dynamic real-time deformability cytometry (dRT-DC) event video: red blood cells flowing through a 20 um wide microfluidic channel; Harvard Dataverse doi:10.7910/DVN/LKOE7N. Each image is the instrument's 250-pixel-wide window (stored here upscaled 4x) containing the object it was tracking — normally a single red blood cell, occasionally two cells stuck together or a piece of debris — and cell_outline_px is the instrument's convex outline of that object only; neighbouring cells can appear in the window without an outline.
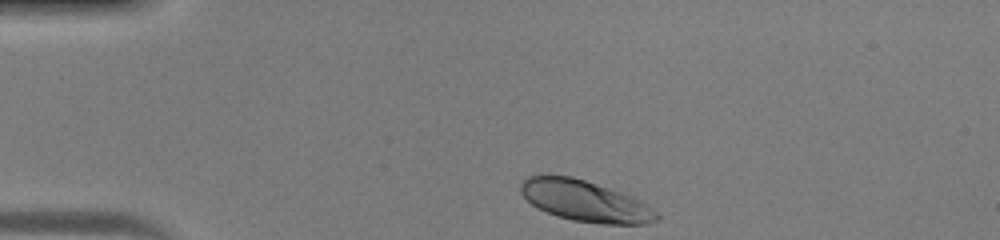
{"species": "human", "species_latin": "Homo sapiens", "temperature_condition": "warm", "stored_images_in_passage": 30, "camera_frame_rate_fps": 3000, "um_per_image_px": 0.085, "donor": {"sex": "male"}, "frame": {"image": 1, "passage_image": 1, "time_ms": 0.0, "image_size_px": [1000, 240], "cell_outline_px": [[660, 220], [644, 224], [604, 224], [572, 220], [556, 216], [532, 204], [520, 192], [520, 184], [528, 176], [540, 172], [572, 176], [596, 184], [640, 200], [660, 212]], "centroid_in_image_um": [49.72, 17.06], "position_along_channel_um": 35.3, "area_um2": 32.77}}
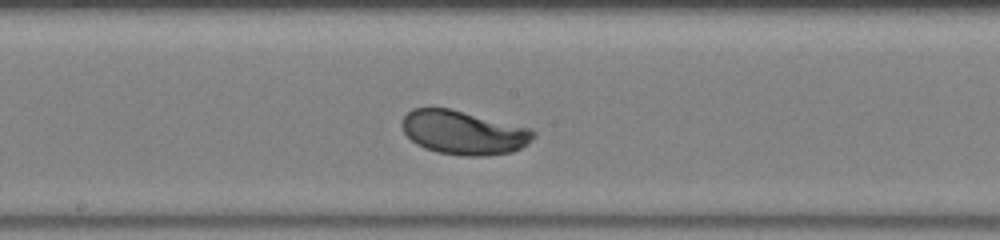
{"frame": {"image": 2, "passage_image": 16, "time_ms": 5.0, "image_size_px": [1000, 240], "cell_outline_px": [[536, 136], [528, 144], [512, 152], [484, 156], [464, 156], [436, 152], [424, 148], [416, 144], [404, 132], [400, 124], [404, 116], [412, 108], [448, 108], [532, 128], [536, 132]], "centroid_in_image_um": [39.42, 11.27], "position_along_channel_um": 208.8, "area_um2": 33.76}}
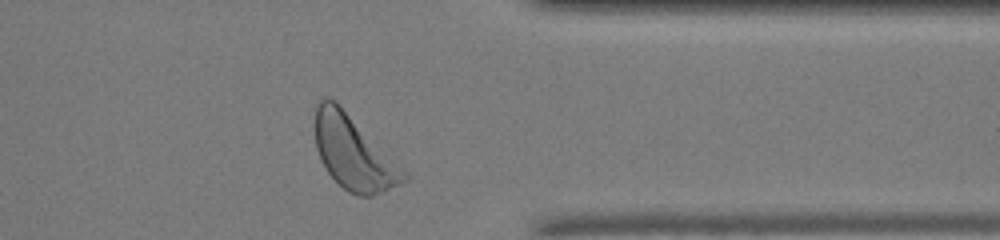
{"frame": {"image": 3, "passage_image": 28, "time_ms": 9.0, "image_size_px": [1000, 240], "cell_outline_px": [[408, 180], [400, 184], [372, 196], [356, 196], [348, 192], [328, 172], [320, 160], [316, 148], [312, 128], [312, 124], [316, 104], [320, 100], [336, 100], [340, 104], [408, 176]], "centroid_in_image_um": [29.96, 12.97], "position_along_channel_um": 381.4, "area_um2": 37.63}}